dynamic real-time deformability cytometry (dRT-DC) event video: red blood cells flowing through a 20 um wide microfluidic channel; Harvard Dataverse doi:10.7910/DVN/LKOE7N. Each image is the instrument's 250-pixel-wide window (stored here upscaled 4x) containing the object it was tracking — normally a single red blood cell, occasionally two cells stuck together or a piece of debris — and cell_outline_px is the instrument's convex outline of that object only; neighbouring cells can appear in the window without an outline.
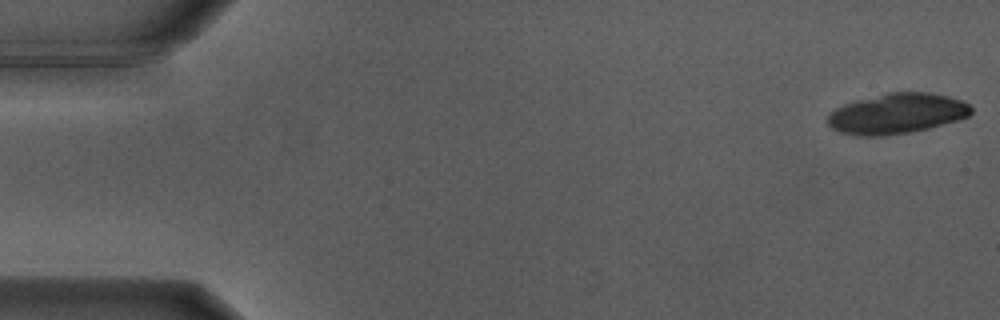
{"species": "Egyptian fruit bat (a non-hibernating species)", "species_latin": "Rousettus aegyptiacus", "temperature_condition": "warm", "stored_images_in_passage": 19, "camera_frame_rate_fps": 3000, "um_per_image_px": 0.085, "animal": {"sex": "male"}, "frame": {"image": 1, "passage_image": 1, "time_ms": 0.0, "image_size_px": [1000, 320], "cell_outline_px": [[972, 112], [968, 116], [960, 120], [928, 128], [908, 132], [880, 136], [856, 136], [840, 132], [832, 128], [828, 124], [828, 112], [844, 104], [856, 100], [888, 92], [928, 92], [948, 96], [960, 100], [968, 104], [972, 108]], "centroid_in_image_um": [76.22, 9.65], "position_along_channel_um": 8.8, "area_um2": 33.76}}